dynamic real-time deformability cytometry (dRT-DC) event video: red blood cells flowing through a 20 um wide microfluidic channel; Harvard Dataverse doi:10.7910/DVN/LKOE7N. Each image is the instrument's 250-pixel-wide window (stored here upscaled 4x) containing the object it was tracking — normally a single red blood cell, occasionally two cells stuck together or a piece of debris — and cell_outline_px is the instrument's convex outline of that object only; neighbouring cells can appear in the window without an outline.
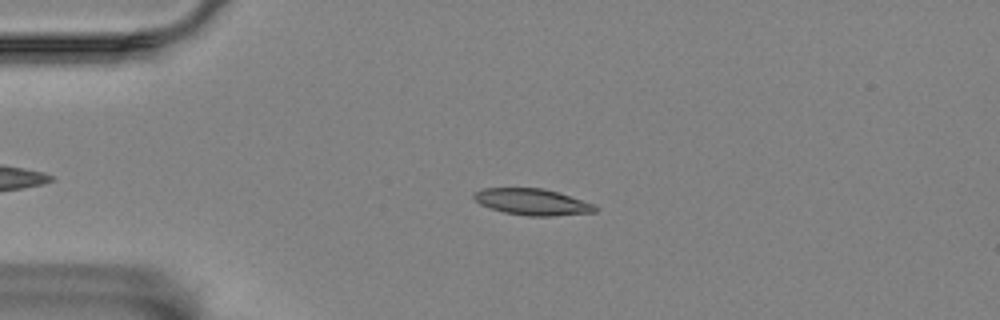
{"species": "Egyptian fruit bat (a non-hibernating species)", "species_latin": "Rousettus aegyptiacus", "temperature_condition": "room temperature", "stored_images_in_passage": 4, "camera_frame_rate_fps": 3000, "um_per_image_px": 0.085, "animal": {"sex": "female"}, "frame": {"image": 1, "passage_image": 2, "time_ms": 1.0, "image_size_px": [1000, 320], "cell_outline_px": [[600, 208], [596, 212], [552, 216], [528, 216], [504, 212], [480, 204], [472, 196], [472, 192], [484, 188], [544, 188], [596, 204]], "centroid_in_image_um": [45.28, 17.16], "position_along_channel_um": 39.7, "area_um2": 18.73}}
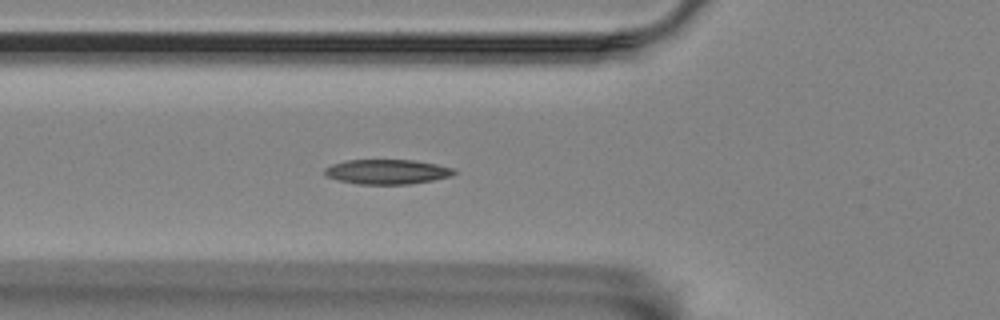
{"frame": {"image": 2, "passage_image": 4, "time_ms": 3.333, "image_size_px": [1000, 320], "cell_outline_px": [[456, 172], [452, 176], [432, 180], [408, 184], [356, 184], [340, 180], [328, 176], [324, 172], [324, 168], [332, 164], [348, 160], [412, 160], [436, 164], [452, 168]], "centroid_in_image_um": [32.9, 14.6], "position_along_channel_um": 92.9, "area_um2": 18.44}}